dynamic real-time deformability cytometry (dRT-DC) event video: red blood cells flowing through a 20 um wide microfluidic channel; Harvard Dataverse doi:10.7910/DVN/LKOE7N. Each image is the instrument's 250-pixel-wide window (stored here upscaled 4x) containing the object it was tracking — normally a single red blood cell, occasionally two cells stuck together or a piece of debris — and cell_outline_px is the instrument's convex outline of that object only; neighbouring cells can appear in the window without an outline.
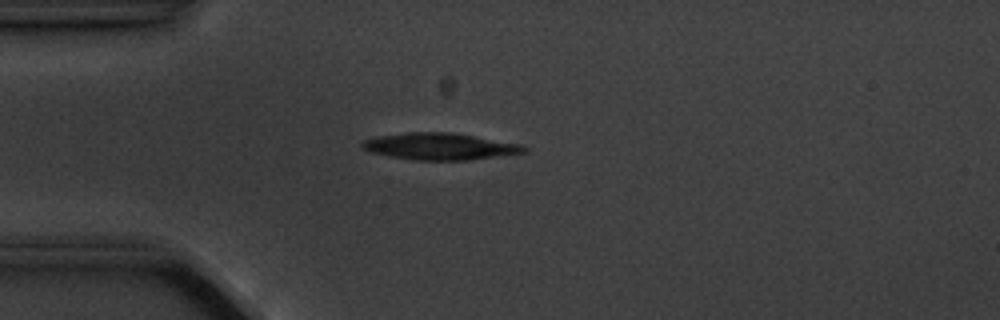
{"species": "common noctule bat (a hibernating species)", "species_latin": "Nyctalus noctula", "temperature_condition": "cold", "stored_images_in_passage": 4, "camera_frame_rate_fps": 3000, "um_per_image_px": 0.085, "animal": {"sex": "male", "body_mass_g": 20.1, "forearm_length_mm": 53.5}, "frame": {"image": 1, "passage_image": 4, "time_ms": 3.333, "image_size_px": [1000, 320], "cell_outline_px": [[528, 152], [468, 160], [412, 160], [388, 156], [372, 152], [360, 148], [360, 144], [364, 140], [380, 136], [408, 132], [452, 132], [520, 144], [528, 148]], "centroid_in_image_um": [37.38, 12.45], "position_along_channel_um": 47.6, "area_um2": 25.2}}